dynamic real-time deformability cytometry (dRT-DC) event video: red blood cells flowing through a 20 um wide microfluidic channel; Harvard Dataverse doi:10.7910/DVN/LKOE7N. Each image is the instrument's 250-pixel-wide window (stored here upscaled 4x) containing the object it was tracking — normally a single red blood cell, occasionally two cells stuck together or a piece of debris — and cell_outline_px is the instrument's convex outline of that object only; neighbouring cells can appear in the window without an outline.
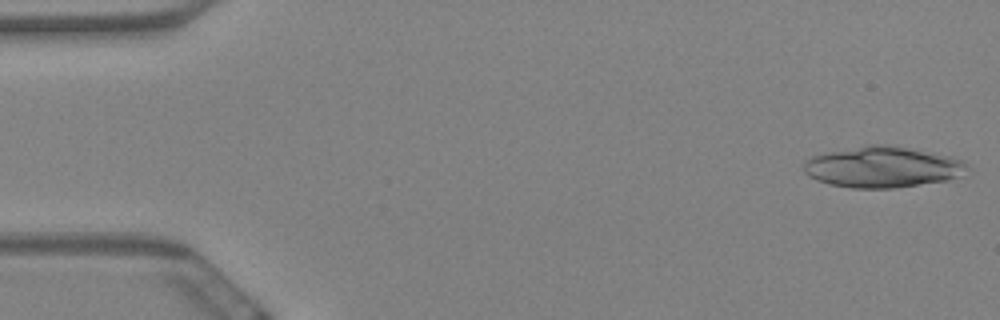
{"species": "Egyptian fruit bat (a non-hibernating species)", "species_latin": "Rousettus aegyptiacus", "temperature_condition": "warm", "stored_images_in_passage": 20, "camera_frame_rate_fps": 3000, "um_per_image_px": 0.085, "animal": {"sex": "female"}, "frame": {"image": 1, "passage_image": 1, "time_ms": 0.0, "image_size_px": [1000, 320], "cell_outline_px": [[964, 164], [960, 176], [948, 180], [896, 188], [852, 188], [832, 184], [816, 180], [808, 176], [804, 172], [804, 164], [812, 156], [828, 152], [868, 144], [884, 144], [908, 148], [948, 156], [960, 160]], "centroid_in_image_um": [74.94, 14.2], "position_along_channel_um": 10.1, "area_um2": 38.38}}